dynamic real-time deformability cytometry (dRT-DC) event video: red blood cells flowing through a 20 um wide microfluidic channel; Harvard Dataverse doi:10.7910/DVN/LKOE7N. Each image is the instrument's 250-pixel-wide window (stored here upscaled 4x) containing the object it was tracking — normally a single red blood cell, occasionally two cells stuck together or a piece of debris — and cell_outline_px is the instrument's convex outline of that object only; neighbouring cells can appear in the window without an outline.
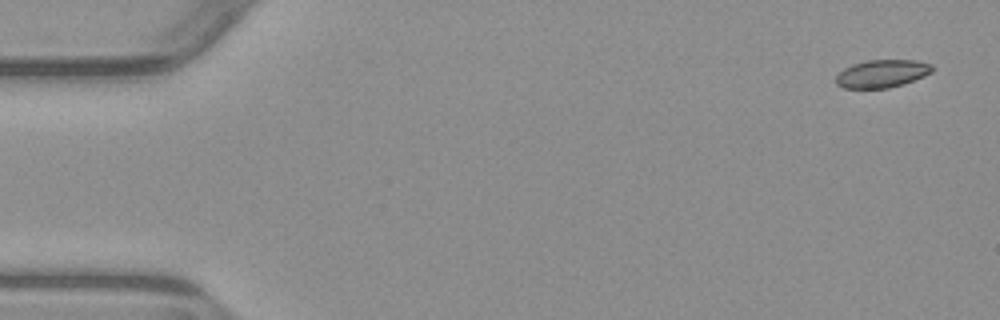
{"species": "common noctule bat (a hibernating species)", "species_latin": "Nyctalus noctula", "temperature_condition": "warm", "stored_images_in_passage": 5, "camera_frame_rate_fps": 3000, "um_per_image_px": 0.085, "animal": {"sex": "male", "body_mass_g": 23.1, "forearm_length_mm": 52.7}, "frame": {"image": 1, "passage_image": 1, "time_ms": 0.0, "image_size_px": [1000, 320], "cell_outline_px": [[936, 68], [932, 72], [924, 76], [904, 84], [888, 88], [844, 88], [836, 84], [836, 76], [844, 68], [852, 64], [868, 60], [916, 60], [932, 64]], "centroid_in_image_um": [75.0, 6.25], "position_along_channel_um": 10.0, "area_um2": 15.72}}
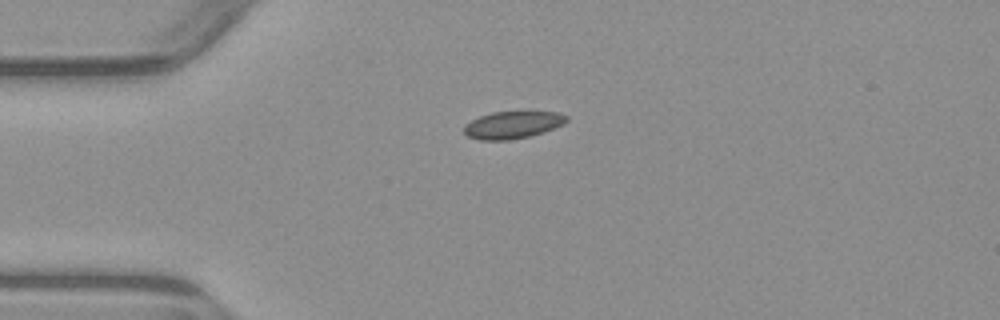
{"frame": {"image": 2, "passage_image": 4, "time_ms": 3.667, "image_size_px": [1000, 320], "cell_outline_px": [[568, 120], [564, 124], [544, 132], [528, 136], [508, 140], [480, 140], [468, 136], [464, 132], [464, 124], [480, 116], [492, 112], [524, 108], [560, 112], [568, 116]], "centroid_in_image_um": [43.65, 10.54], "position_along_channel_um": 41.4, "area_um2": 17.22}}